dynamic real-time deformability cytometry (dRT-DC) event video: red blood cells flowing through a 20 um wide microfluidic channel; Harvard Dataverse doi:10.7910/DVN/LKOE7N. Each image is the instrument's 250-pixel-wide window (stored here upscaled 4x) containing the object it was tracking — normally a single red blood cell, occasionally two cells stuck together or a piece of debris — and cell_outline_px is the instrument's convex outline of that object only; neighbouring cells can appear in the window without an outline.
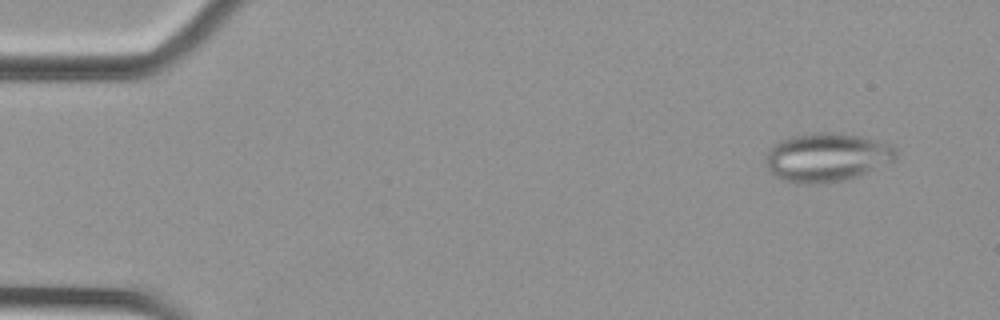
{"species": "Egyptian fruit bat (a non-hibernating species)", "species_latin": "Rousettus aegyptiacus", "temperature_condition": "cold", "stored_images_in_passage": 53, "camera_frame_rate_fps": 3000, "um_per_image_px": 0.085, "animal": {"sex": "female"}, "frame": {"image": 1, "passage_image": 2, "time_ms": 0.333, "image_size_px": [1000, 320], "cell_outline_px": [[900, 152], [896, 160], [868, 172], [844, 180], [788, 180], [776, 176], [768, 168], [764, 160], [764, 156], [768, 148], [784, 140], [796, 136], [812, 132], [840, 132], [860, 136], [876, 140], [888, 144], [896, 148]], "centroid_in_image_um": [70.35, 13.3], "position_along_channel_um": 14.7, "area_um2": 35.95}}
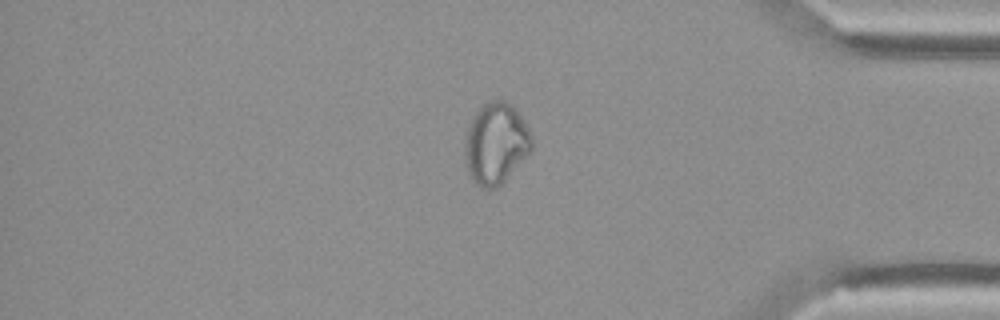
{"frame": {"image": 2, "passage_image": 44, "time_ms": 14.333, "image_size_px": [1000, 320], "cell_outline_px": [[532, 148], [504, 180], [496, 188], [484, 188], [476, 184], [472, 180], [468, 172], [464, 152], [464, 144], [468, 128], [472, 116], [484, 104], [492, 100], [504, 100], [512, 104], [528, 128], [532, 136]], "centroid_in_image_um": [42.12, 12.17], "position_along_channel_um": 393.1, "area_um2": 31.21}}
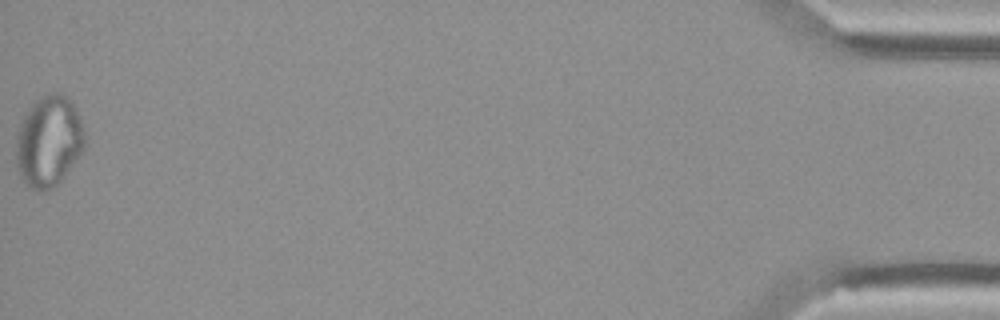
{"frame": {"image": 3, "passage_image": 53, "time_ms": 17.333, "image_size_px": [1000, 320], "cell_outline_px": [[84, 148], [56, 188], [44, 192], [32, 188], [24, 184], [20, 176], [16, 160], [16, 136], [20, 124], [24, 116], [32, 104], [36, 100], [48, 92], [60, 92], [68, 96], [72, 100], [80, 116], [84, 128]], "centroid_in_image_um": [4.15, 12.0], "position_along_channel_um": 431.0, "area_um2": 36.88}}